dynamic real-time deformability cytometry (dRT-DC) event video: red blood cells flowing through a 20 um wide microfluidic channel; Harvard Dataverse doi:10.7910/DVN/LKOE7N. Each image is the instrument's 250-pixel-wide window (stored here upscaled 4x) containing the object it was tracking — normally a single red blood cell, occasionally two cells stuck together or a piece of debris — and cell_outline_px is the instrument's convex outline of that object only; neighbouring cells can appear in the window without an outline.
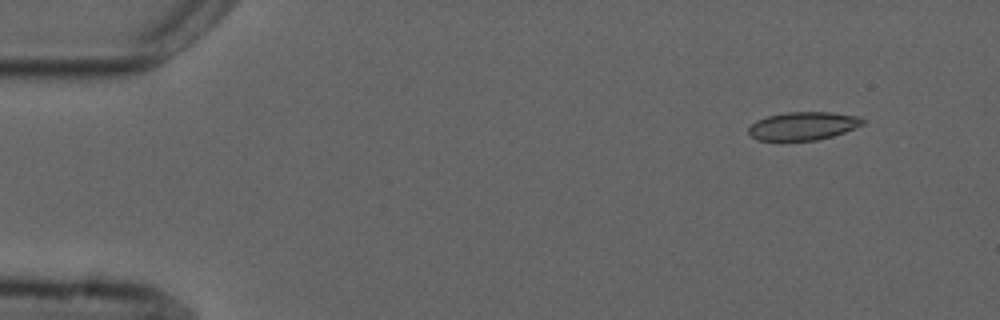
{"species": "common noctule bat (a hibernating species)", "species_latin": "Nyctalus noctula", "temperature_condition": "cold", "stored_images_in_passage": 3, "camera_frame_rate_fps": 3000, "um_per_image_px": 0.085, "animal": {"sex": "male", "forearm_length_mm": 52.5}, "frame": {"image": 1, "passage_image": 1, "time_ms": 0.0, "image_size_px": [1000, 320], "cell_outline_px": [[864, 124], [844, 132], [832, 136], [816, 140], [756, 140], [748, 132], [748, 128], [756, 120], [768, 116], [788, 112], [828, 112], [860, 116], [864, 120]], "centroid_in_image_um": [68.26, 10.7], "position_along_channel_um": 16.7, "area_um2": 18.61}}